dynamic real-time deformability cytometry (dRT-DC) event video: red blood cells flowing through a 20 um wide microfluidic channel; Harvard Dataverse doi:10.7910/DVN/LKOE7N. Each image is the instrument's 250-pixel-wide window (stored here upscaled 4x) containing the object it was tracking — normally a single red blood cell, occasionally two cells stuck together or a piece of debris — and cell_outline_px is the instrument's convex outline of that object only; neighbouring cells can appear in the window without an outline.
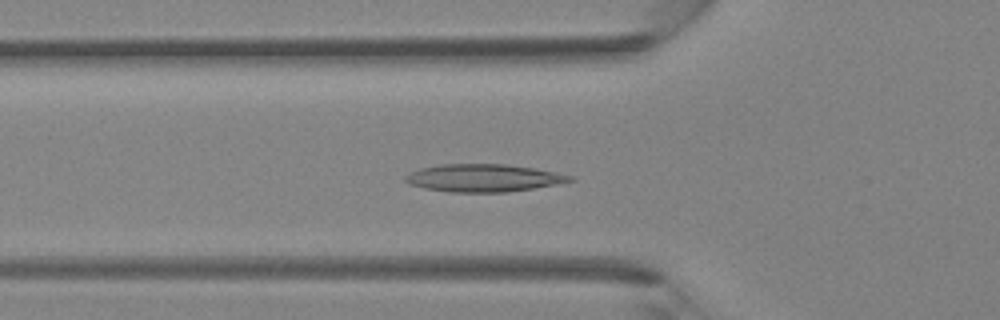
{"species": "Egyptian fruit bat (a non-hibernating species)", "species_latin": "Rousettus aegyptiacus", "temperature_condition": "room temperature", "stored_images_in_passage": 29, "camera_frame_rate_fps": 3000, "um_per_image_px": 0.085, "animal": {"sex": "female"}, "frame": {"image": 1, "passage_image": 2, "time_ms": 0.333, "image_size_px": [1000, 320], "cell_outline_px": [[576, 180], [556, 184], [508, 192], [448, 192], [424, 188], [408, 184], [404, 180], [404, 176], [420, 168], [440, 164], [504, 164], [536, 168], [572, 176]], "centroid_in_image_um": [41.07, 15.12], "position_along_channel_um": 84.7, "area_um2": 26.47}}
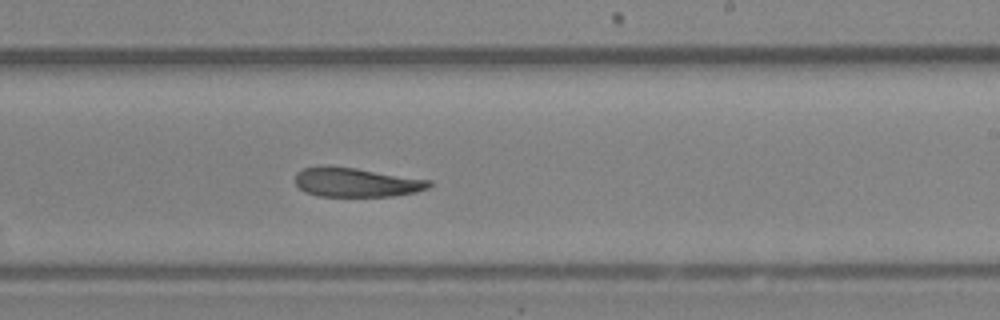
{"frame": {"image": 2, "passage_image": 13, "time_ms": 4.0, "image_size_px": [1000, 320], "cell_outline_px": [[432, 184], [428, 188], [416, 192], [392, 196], [320, 196], [304, 192], [296, 184], [296, 172], [304, 168], [356, 168], [432, 180]], "centroid_in_image_um": [30.35, 15.52], "position_along_channel_um": 258.7, "area_um2": 22.25}}
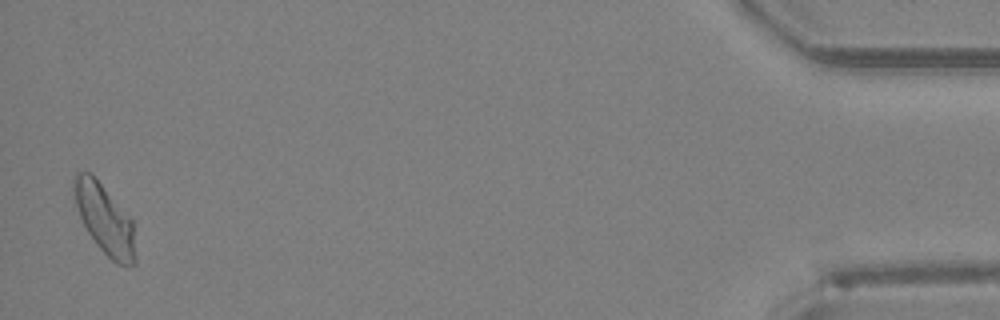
{"frame": {"image": 3, "passage_image": 29, "time_ms": 9.333, "image_size_px": [1000, 320], "cell_outline_px": [[136, 264], [132, 268], [116, 264], [96, 244], [88, 232], [80, 216], [76, 204], [72, 188], [72, 180], [76, 172], [92, 172], [132, 220], [136, 260]], "centroid_in_image_um": [8.9, 18.63], "position_along_channel_um": 426.3, "area_um2": 25.03}}